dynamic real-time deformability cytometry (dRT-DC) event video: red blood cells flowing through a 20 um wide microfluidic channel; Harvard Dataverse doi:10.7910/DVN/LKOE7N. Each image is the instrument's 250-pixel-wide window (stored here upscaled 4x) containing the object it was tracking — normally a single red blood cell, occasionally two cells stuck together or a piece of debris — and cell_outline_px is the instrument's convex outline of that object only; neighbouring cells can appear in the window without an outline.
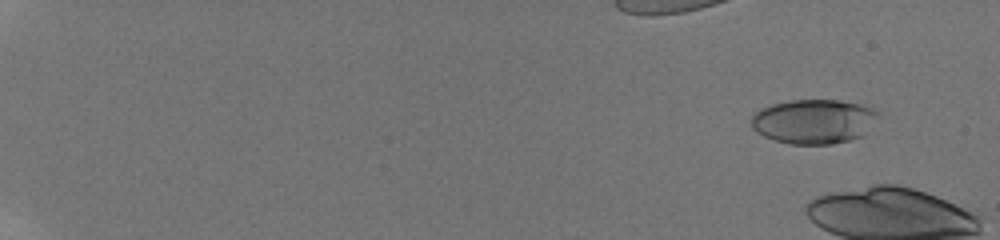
{"species": "human", "species_latin": "Homo sapiens", "temperature_condition": "room temperature", "stored_images_in_passage": 10, "camera_frame_rate_fps": 3000, "um_per_image_px": 0.085, "donor": {"sex": "male"}, "frame": {"image": 1, "passage_image": 6, "time_ms": 1.667, "image_size_px": [1000, 240], "cell_outline_px": [[876, 116], [864, 136], [832, 144], [788, 144], [764, 136], [756, 132], [752, 128], [752, 116], [760, 108], [772, 104], [788, 100], [840, 100], [872, 108], [876, 112]], "centroid_in_image_um": [69.12, 10.32], "position_along_channel_um": 15.9, "area_um2": 32.6}}